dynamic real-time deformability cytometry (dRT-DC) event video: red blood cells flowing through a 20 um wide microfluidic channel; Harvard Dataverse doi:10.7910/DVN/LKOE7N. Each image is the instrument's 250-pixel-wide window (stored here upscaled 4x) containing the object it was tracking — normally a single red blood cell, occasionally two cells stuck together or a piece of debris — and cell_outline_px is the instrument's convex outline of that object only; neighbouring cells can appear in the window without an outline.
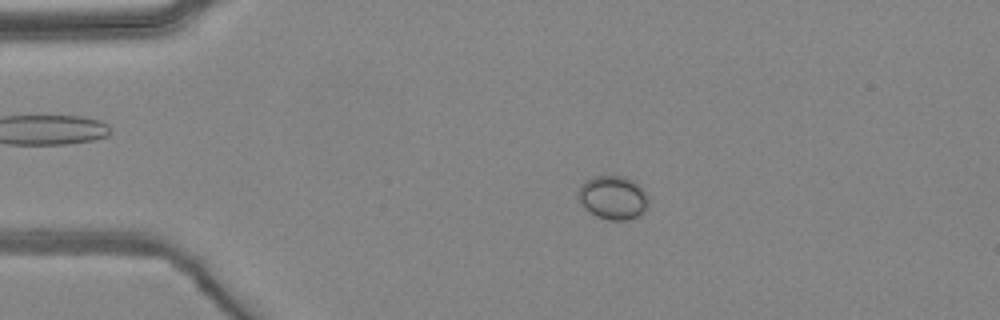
{"species": "common noctule bat (a hibernating species)", "species_latin": "Nyctalus noctula", "temperature_condition": "warm", "stored_images_in_passage": 4, "camera_frame_rate_fps": 3000, "um_per_image_px": 0.085, "animal": {"sex": "female", "body_mass_g": 24.6, "forearm_length_mm": 56.2}, "frame": {"image": 1, "passage_image": 3, "time_ms": 2.333, "image_size_px": [1000, 320], "cell_outline_px": [[648, 204], [644, 212], [628, 220], [608, 220], [596, 216], [584, 208], [580, 204], [576, 196], [576, 192], [580, 184], [584, 180], [592, 176], [624, 176], [632, 180], [648, 196]], "centroid_in_image_um": [52.03, 16.79], "position_along_channel_um": 33.0, "area_um2": 18.09}}